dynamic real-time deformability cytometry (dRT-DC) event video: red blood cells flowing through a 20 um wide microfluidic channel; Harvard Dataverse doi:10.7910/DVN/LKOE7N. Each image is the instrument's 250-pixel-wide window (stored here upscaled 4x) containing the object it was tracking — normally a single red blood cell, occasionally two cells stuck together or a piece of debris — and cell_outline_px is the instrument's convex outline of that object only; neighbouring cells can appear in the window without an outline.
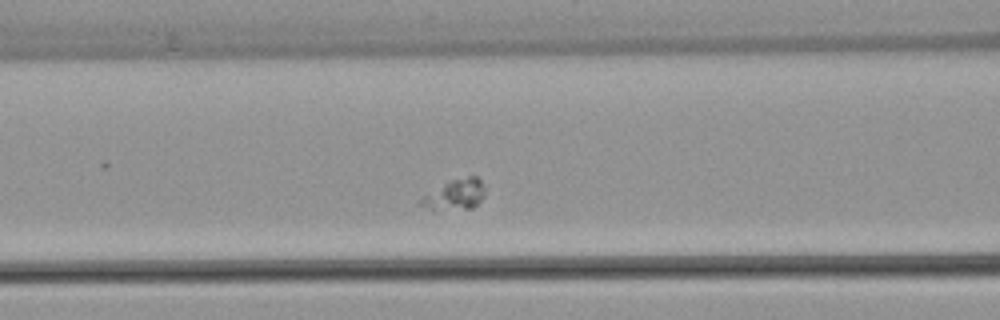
{"species": "common noctule bat (a hibernating species)", "species_latin": "Nyctalus noctula", "temperature_condition": "warm", "stored_images_in_passage": 34, "camera_frame_rate_fps": 3000, "um_per_image_px": 0.085, "animal": {"sex": "female", "body_mass_g": 22.7, "forearm_length_mm": 54.2}, "frame": {"image": 1, "passage_image": 9, "time_ms": 2.667, "image_size_px": [1000, 320], "cell_outline_px": [[484, 196], [472, 208], [432, 212], [416, 204], [424, 196], [444, 184], [452, 180], [468, 176], [476, 176], [480, 180], [484, 192]], "centroid_in_image_um": [38.61, 16.61], "position_along_channel_um": 128.0, "area_um2": 11.44}}
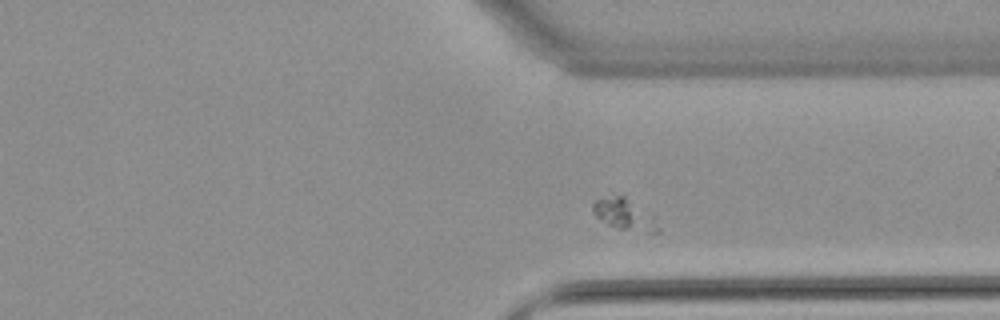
{"frame": {"image": 2, "passage_image": 28, "time_ms": 9.0, "image_size_px": [1000, 320], "cell_outline_px": [[660, 232], [648, 232], [620, 228], [608, 224], [596, 216], [592, 208], [592, 204], [596, 200], [616, 196], [624, 196], [652, 216], [660, 228]], "centroid_in_image_um": [53.08, 18.24], "position_along_channel_um": 358.3, "area_um2": 11.16}}